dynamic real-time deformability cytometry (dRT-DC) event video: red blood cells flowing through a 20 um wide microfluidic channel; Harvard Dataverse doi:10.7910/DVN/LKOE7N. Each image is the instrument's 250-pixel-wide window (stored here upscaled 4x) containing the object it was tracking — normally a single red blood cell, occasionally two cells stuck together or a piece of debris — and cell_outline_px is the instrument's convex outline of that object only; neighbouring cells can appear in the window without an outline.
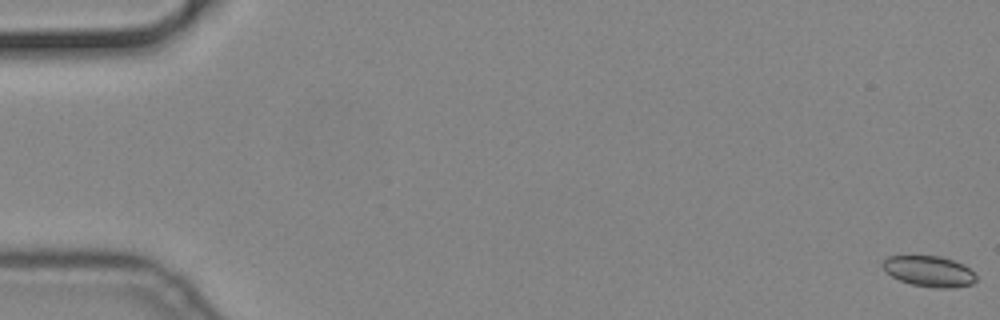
{"species": "common noctule bat (a hibernating species)", "species_latin": "Nyctalus noctula", "temperature_condition": "cold", "stored_images_in_passage": 58, "camera_frame_rate_fps": 3000, "um_per_image_px": 0.085, "animal": {"sex": "male", "body_mass_g": 19.2, "forearm_length_mm": 51.8}, "frame": {"image": 1, "passage_image": 1, "time_ms": 0.0, "image_size_px": [1000, 320], "cell_outline_px": [[976, 280], [972, 284], [952, 288], [936, 288], [912, 284], [900, 280], [892, 276], [880, 264], [888, 256], [940, 256], [964, 264], [976, 276]], "centroid_in_image_um": [78.98, 23.06], "position_along_channel_um": 6.0, "area_um2": 16.59}}
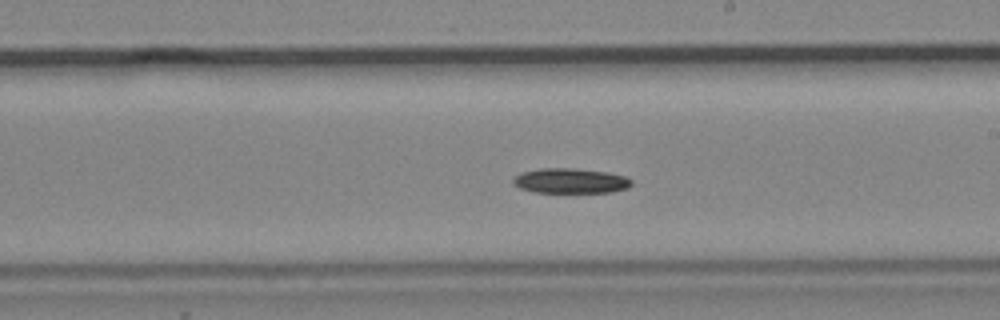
{"frame": {"image": 2, "passage_image": 34, "time_ms": 11.0, "image_size_px": [1000, 320], "cell_outline_px": [[632, 184], [628, 188], [612, 192], [536, 192], [520, 188], [512, 184], [512, 176], [520, 172], [540, 168], [572, 168], [608, 172], [624, 176], [632, 180]], "centroid_in_image_um": [48.45, 15.36], "position_along_channel_um": 240.6, "area_um2": 17.4}}
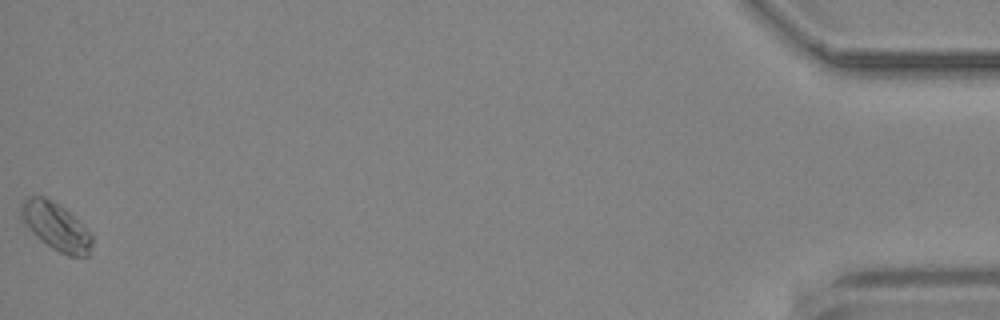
{"frame": {"image": 3, "passage_image": 58, "time_ms": 19.0, "image_size_px": [1000, 320], "cell_outline_px": [[92, 244], [88, 256], [68, 256], [52, 248], [36, 236], [20, 220], [20, 204], [24, 196], [44, 196], [60, 204], [92, 236]], "centroid_in_image_um": [4.68, 19.22], "position_along_channel_um": 430.5, "area_um2": 19.59}}